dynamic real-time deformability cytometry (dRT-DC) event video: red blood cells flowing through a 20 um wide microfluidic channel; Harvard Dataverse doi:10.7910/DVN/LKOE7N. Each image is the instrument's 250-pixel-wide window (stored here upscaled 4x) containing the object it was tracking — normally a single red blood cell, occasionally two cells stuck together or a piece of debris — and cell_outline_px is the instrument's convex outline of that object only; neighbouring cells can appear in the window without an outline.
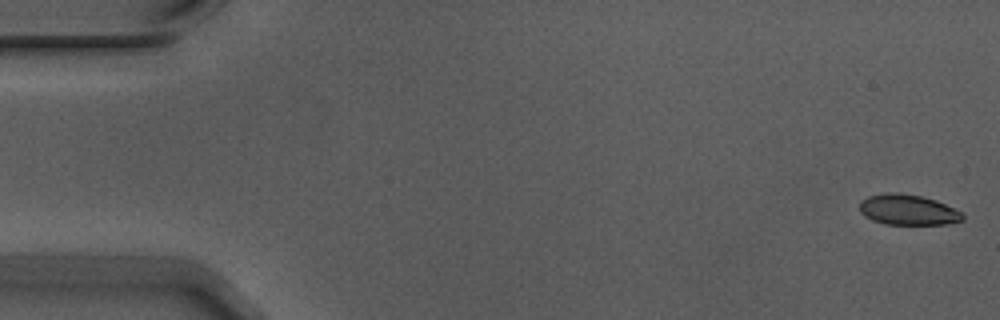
{"species": "Egyptian fruit bat (a non-hibernating species)", "species_latin": "Rousettus aegyptiacus", "temperature_condition": "warm", "stored_images_in_passage": 52, "camera_frame_rate_fps": 3000, "um_per_image_px": 0.085, "animal": {"sex": "male"}, "frame": {"image": 1, "passage_image": 1, "time_ms": 0.0, "image_size_px": [1000, 320], "cell_outline_px": [[964, 220], [944, 224], [884, 224], [872, 220], [864, 216], [860, 212], [860, 200], [868, 196], [888, 192], [900, 192], [920, 196], [936, 200], [964, 212]], "centroid_in_image_um": [77.18, 17.83], "position_along_channel_um": 7.8, "area_um2": 18.5}}
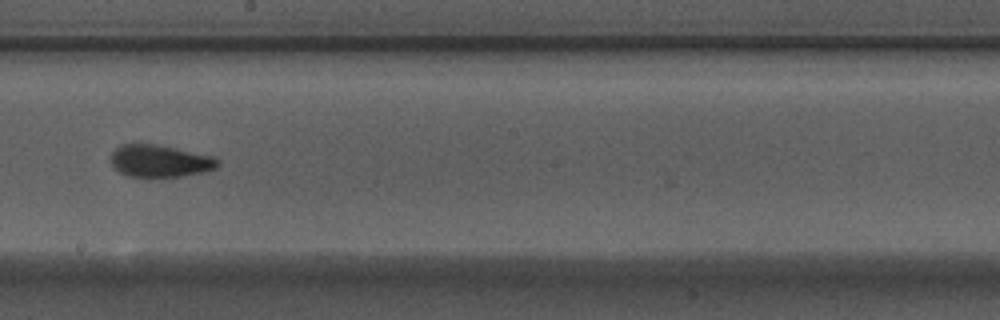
{"frame": {"image": 2, "passage_image": 31, "time_ms": 10.0, "image_size_px": [1000, 320], "cell_outline_px": [[220, 164], [216, 168], [204, 172], [180, 176], [152, 180], [148, 180], [128, 176], [120, 172], [112, 164], [112, 152], [120, 144], [156, 144], [212, 156], [220, 160]], "centroid_in_image_um": [13.59, 13.73], "position_along_channel_um": 234.6, "area_um2": 20.58}}
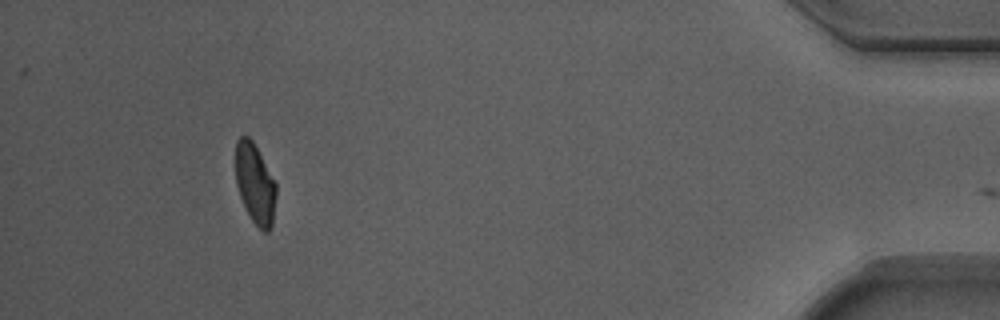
{"frame": {"image": 3, "passage_image": 51, "time_ms": 16.667, "image_size_px": [1000, 320], "cell_outline_px": [[276, 196], [272, 224], [268, 232], [264, 232], [252, 220], [240, 196], [236, 184], [236, 140], [240, 136], [248, 136], [252, 140], [276, 184]], "centroid_in_image_um": [21.68, 15.61], "position_along_channel_um": 413.5, "area_um2": 18.55}, "authors_computed_cell_mechanics": {"area_um2": 19.941, "velocity_mm_per_s": 3.7226, "shape_relaxation_time_tau1_ms": 4.3661, "shape_relaxation_time_tau2_ms": 1.397, "deformation_change_tau1": 0.1458, "deformation_change_tau2": 0.0779}}